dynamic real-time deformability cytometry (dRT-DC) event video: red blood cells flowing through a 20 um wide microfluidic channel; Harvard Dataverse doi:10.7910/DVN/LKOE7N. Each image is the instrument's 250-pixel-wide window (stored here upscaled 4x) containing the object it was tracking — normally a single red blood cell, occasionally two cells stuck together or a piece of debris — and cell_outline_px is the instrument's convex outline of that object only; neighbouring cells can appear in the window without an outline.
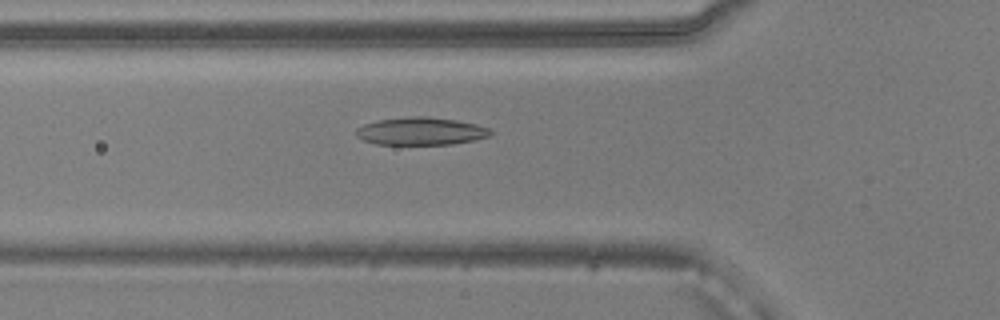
{"species": "common noctule bat (a hibernating species)", "species_latin": "Nyctalus noctula", "temperature_condition": "warm", "stored_images_in_passage": 51, "camera_frame_rate_fps": 3000, "um_per_image_px": 0.085, "animal": {"sex": "male", "body_mass_g": 20.5, "forearm_length_mm": 52.5}, "frame": {"image": 1, "passage_image": 17, "time_ms": 5.333, "image_size_px": [1000, 320], "cell_outline_px": [[492, 132], [488, 136], [476, 140], [452, 144], [376, 144], [364, 140], [356, 136], [356, 128], [364, 124], [376, 120], [408, 116], [428, 116], [456, 120], [476, 124], [488, 128]], "centroid_in_image_um": [35.75, 11.14], "position_along_channel_um": 90.0, "area_um2": 21.73}}
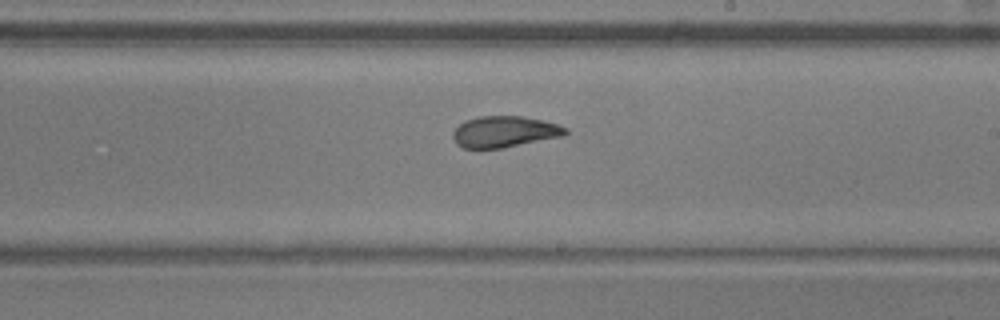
{"frame": {"image": 2, "passage_image": 29, "time_ms": 9.333, "image_size_px": [1000, 320], "cell_outline_px": [[568, 132], [564, 136], [500, 148], [464, 148], [456, 144], [452, 136], [452, 132], [464, 120], [480, 116], [524, 116], [556, 124], [568, 128]], "centroid_in_image_um": [42.86, 11.19], "position_along_channel_um": 246.1, "area_um2": 20.4}}
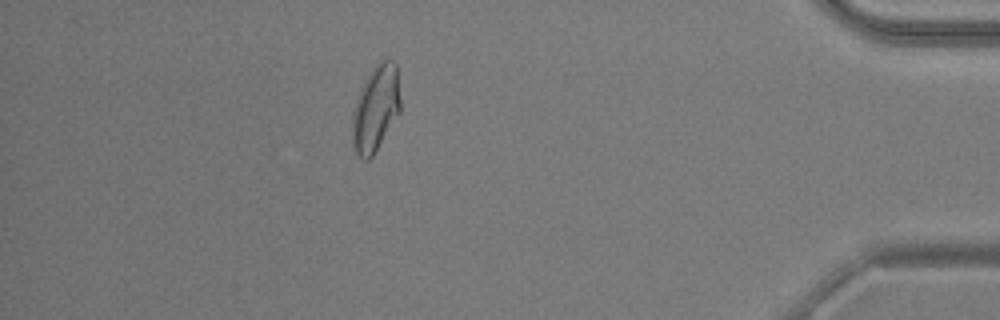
{"frame": {"image": 3, "passage_image": 45, "time_ms": 14.667, "image_size_px": [1000, 320], "cell_outline_px": [[400, 112], [372, 156], [368, 160], [364, 160], [352, 148], [352, 116], [356, 100], [360, 88], [364, 80], [372, 68], [380, 60], [392, 60], [396, 64], [400, 100]], "centroid_in_image_um": [31.92, 9.21], "position_along_channel_um": 403.3, "area_um2": 24.04}, "authors_computed_cell_mechanics": {"area_um2": 22.4842, "velocity_mm_per_s": 3.8801, "shape_relaxation_time_tau1_ms": 4.2426, "shape_relaxation_time_tau2_ms": 2.1203, "deformation_change_tau1": 0.1426, "deformation_change_tau2": 0.085}}